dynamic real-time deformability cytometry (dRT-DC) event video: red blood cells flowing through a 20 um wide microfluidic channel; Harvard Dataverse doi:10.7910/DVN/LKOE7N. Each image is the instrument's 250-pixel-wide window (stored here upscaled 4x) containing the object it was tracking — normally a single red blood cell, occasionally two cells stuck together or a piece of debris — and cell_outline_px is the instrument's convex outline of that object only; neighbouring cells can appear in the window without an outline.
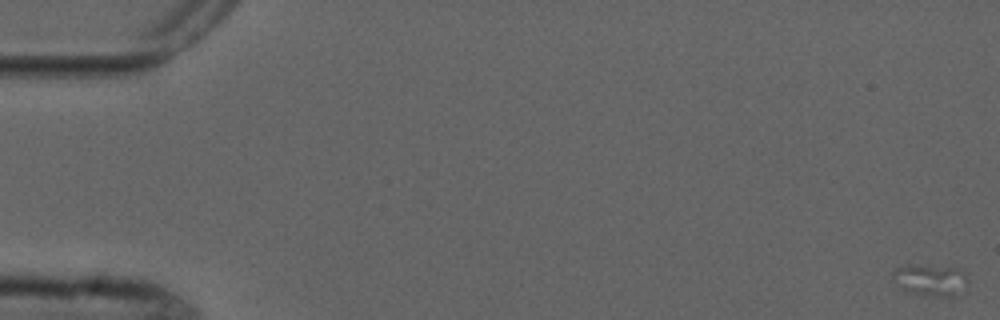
{"species": "common noctule bat (a hibernating species)", "species_latin": "Nyctalus noctula", "temperature_condition": "cold", "stored_images_in_passage": 5, "camera_frame_rate_fps": 3000, "um_per_image_px": 0.085, "animal": {"sex": "male", "forearm_length_mm": 52.5}, "frame": {"image": 1, "passage_image": 1, "time_ms": 0.0, "image_size_px": [1000, 320], "cell_outline_px": [[968, 280], [964, 292], [956, 296], [932, 296], [908, 292], [904, 288], [892, 272], [896, 268], [908, 264], [912, 264], [956, 268], [964, 272]], "centroid_in_image_um": [79.19, 23.8], "position_along_channel_um": 5.8, "area_um2": 13.58}}